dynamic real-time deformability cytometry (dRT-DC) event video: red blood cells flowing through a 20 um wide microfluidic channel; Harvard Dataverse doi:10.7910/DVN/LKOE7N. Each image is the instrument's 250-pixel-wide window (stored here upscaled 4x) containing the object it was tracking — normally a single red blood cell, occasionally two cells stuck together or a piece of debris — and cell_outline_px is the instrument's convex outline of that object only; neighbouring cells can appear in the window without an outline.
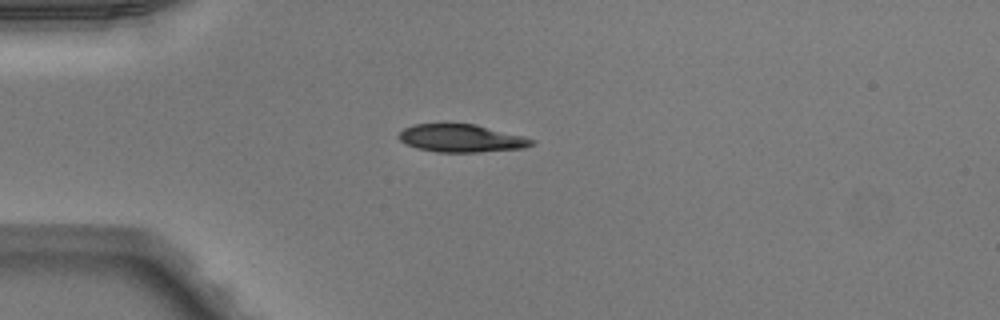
{"species": "Egyptian fruit bat (a non-hibernating species)", "species_latin": "Rousettus aegyptiacus", "temperature_condition": "warm", "stored_images_in_passage": 38, "camera_frame_rate_fps": 3000, "um_per_image_px": 0.085, "animal": {"sex": "male"}, "frame": {"image": 1, "passage_image": 1, "time_ms": 0.0, "image_size_px": [1000, 320], "cell_outline_px": [[536, 144], [524, 148], [480, 152], [436, 152], [416, 148], [400, 140], [396, 136], [404, 128], [412, 124], [476, 124], [524, 136], [536, 140]], "centroid_in_image_um": [39.24, 11.75], "position_along_channel_um": 45.8, "area_um2": 21.68}}
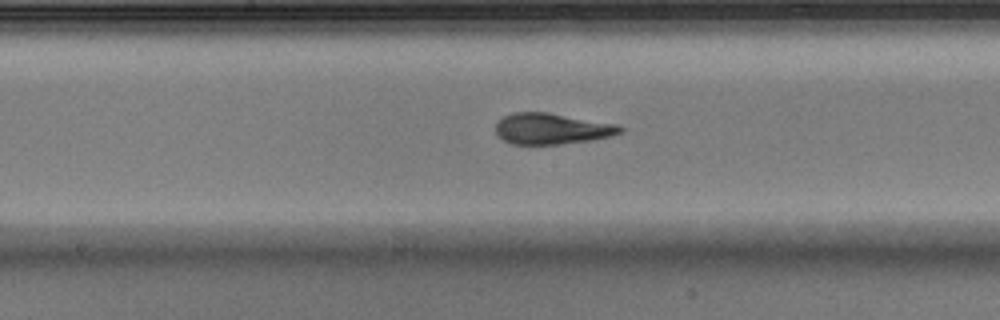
{"frame": {"image": 2, "passage_image": 14, "time_ms": 4.333, "image_size_px": [1000, 320], "cell_outline_px": [[624, 132], [608, 136], [588, 140], [560, 144], [512, 144], [504, 140], [496, 132], [496, 124], [504, 116], [512, 112], [548, 112], [616, 124], [624, 128]], "centroid_in_image_um": [46.89, 10.93], "position_along_channel_um": 201.3, "area_um2": 22.25}}
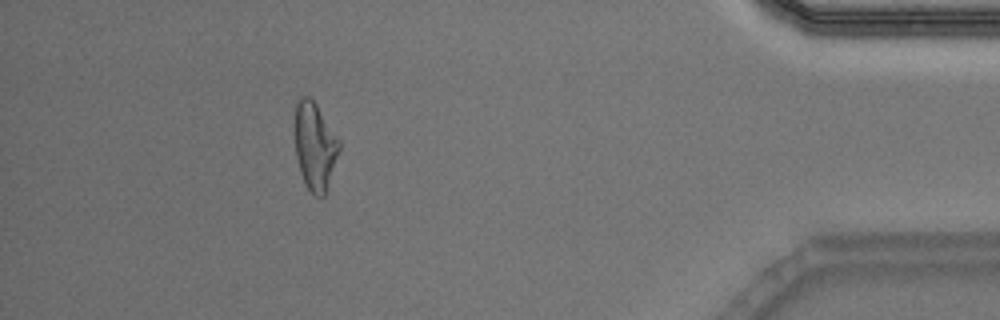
{"frame": {"image": 3, "passage_image": 33, "time_ms": 10.667, "image_size_px": [1000, 320], "cell_outline_px": [[340, 148], [324, 196], [316, 196], [304, 184], [300, 172], [296, 156], [292, 128], [292, 124], [296, 100], [300, 96], [308, 96], [316, 104], [340, 140]], "centroid_in_image_um": [26.7, 12.35], "position_along_channel_um": 408.5, "area_um2": 23.12}, "authors_computed_cell_mechanics": {"area_um2": 23.0333, "velocity_mm_per_s": 4.0419, "shape_relaxation_time_tau1_ms": 4.4037, "shape_relaxation_time_tau2_ms": 1.3231, "deformation_change_tau1": 0.1819, "deformation_change_tau2": 0.0733}}